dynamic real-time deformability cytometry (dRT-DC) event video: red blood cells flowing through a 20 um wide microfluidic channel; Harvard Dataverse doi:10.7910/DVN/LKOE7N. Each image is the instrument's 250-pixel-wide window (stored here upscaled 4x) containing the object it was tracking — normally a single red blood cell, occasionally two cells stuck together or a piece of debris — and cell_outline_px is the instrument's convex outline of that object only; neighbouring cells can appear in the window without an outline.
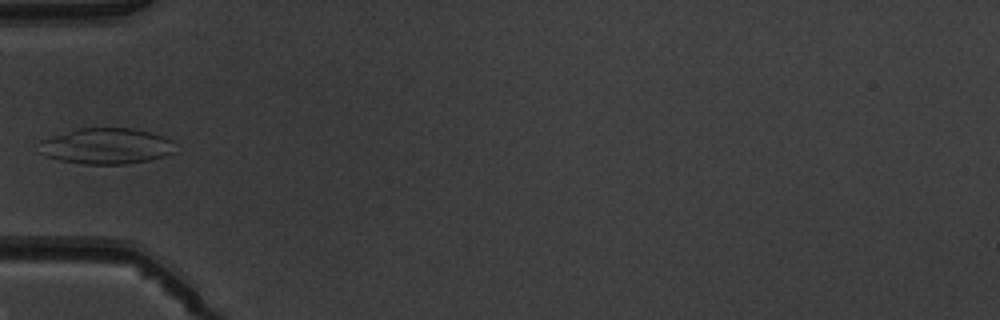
{"species": "common noctule bat (a hibernating species)", "species_latin": "Nyctalus noctula", "temperature_condition": "warm", "stored_images_in_passage": 6, "camera_frame_rate_fps": 3000, "um_per_image_px": 0.085, "animal": {"sex": "male", "body_mass_g": 19.5, "forearm_length_mm": 54.6}, "frame": {"image": 1, "passage_image": 5, "time_ms": 4.667, "image_size_px": [1000, 320], "cell_outline_px": [[176, 152], [152, 160], [124, 164], [84, 164], [60, 160], [44, 156], [36, 152], [40, 140], [76, 128], [132, 128], [152, 132], [172, 140]], "centroid_in_image_um": [9.0, 12.42], "position_along_channel_um": 76.0, "area_um2": 28.96}}
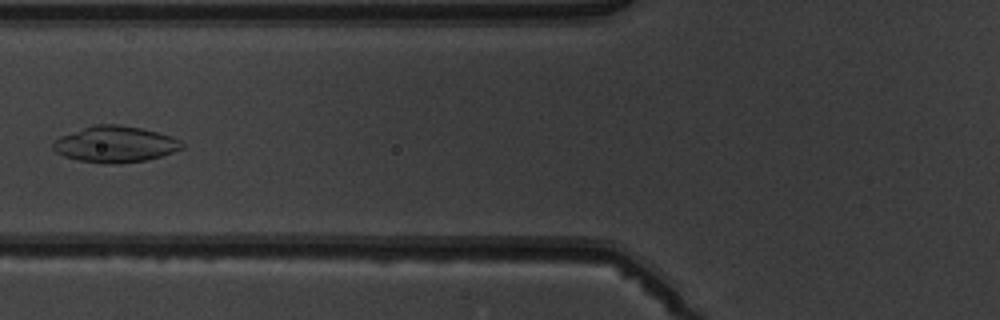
{"frame": {"image": 2, "passage_image": 6, "time_ms": 5.667, "image_size_px": [1000, 320], "cell_outline_px": [[184, 148], [160, 156], [144, 160], [116, 164], [100, 164], [80, 160], [64, 156], [56, 152], [52, 148], [52, 144], [60, 136], [96, 124], [120, 124], [140, 128], [172, 136], [180, 140], [184, 144]], "centroid_in_image_um": [9.79, 12.26], "position_along_channel_um": 116.0, "area_um2": 27.05}}